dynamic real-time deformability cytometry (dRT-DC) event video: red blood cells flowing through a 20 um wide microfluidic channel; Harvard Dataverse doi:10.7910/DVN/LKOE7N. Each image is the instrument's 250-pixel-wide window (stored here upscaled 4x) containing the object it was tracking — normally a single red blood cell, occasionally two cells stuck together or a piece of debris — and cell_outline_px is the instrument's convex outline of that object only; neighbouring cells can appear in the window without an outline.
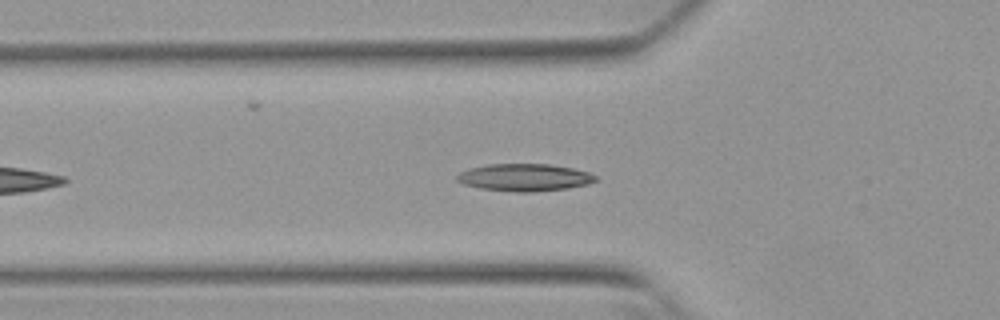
{"species": "Egyptian fruit bat (a non-hibernating species)", "species_latin": "Rousettus aegyptiacus", "temperature_condition": "warm", "stored_images_in_passage": 34, "camera_frame_rate_fps": 3000, "um_per_image_px": 0.085, "animal": {"sex": "female"}, "frame": {"image": 1, "passage_image": 8, "time_ms": 2.333, "image_size_px": [1000, 320], "cell_outline_px": [[596, 180], [588, 184], [568, 188], [532, 192], [516, 192], [480, 188], [464, 184], [456, 180], [456, 176], [460, 172], [468, 168], [488, 164], [548, 164], [572, 168], [588, 172], [596, 176]], "centroid_in_image_um": [44.56, 15.08], "position_along_channel_um": 81.2, "area_um2": 22.02}}
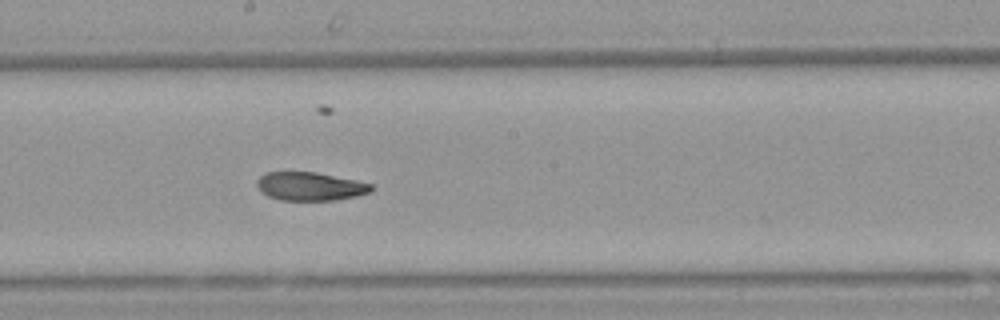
{"frame": {"image": 2, "passage_image": 19, "time_ms": 6.0, "image_size_px": [1000, 320], "cell_outline_px": [[372, 188], [368, 192], [356, 196], [336, 200], [280, 200], [268, 196], [260, 192], [256, 184], [256, 180], [260, 176], [268, 172], [316, 172], [356, 180], [372, 184]], "centroid_in_image_um": [26.32, 15.84], "position_along_channel_um": 221.9, "area_um2": 18.9}}
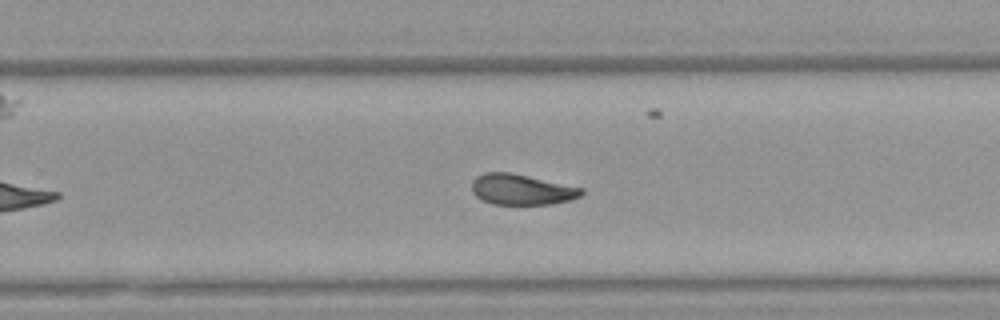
{"frame": {"image": 3, "passage_image": 24, "time_ms": 7.667, "image_size_px": [1000, 320], "cell_outline_px": [[584, 192], [580, 196], [572, 200], [552, 204], [492, 204], [476, 196], [472, 192], [472, 180], [476, 176], [484, 172], [512, 172], [584, 188]], "centroid_in_image_um": [44.35, 16.1], "position_along_channel_um": 285.5, "area_um2": 19.77}, "authors_computed_cell_mechanics": {"area_um2": 20.3456, "velocity_mm_per_s": 3.8306, "shape_relaxation_time_tau1_ms": null, "shape_relaxation_time_tau2_ms": 3.5231, "deformation_change_tau1": null, "deformation_change_tau2": 0.098}}